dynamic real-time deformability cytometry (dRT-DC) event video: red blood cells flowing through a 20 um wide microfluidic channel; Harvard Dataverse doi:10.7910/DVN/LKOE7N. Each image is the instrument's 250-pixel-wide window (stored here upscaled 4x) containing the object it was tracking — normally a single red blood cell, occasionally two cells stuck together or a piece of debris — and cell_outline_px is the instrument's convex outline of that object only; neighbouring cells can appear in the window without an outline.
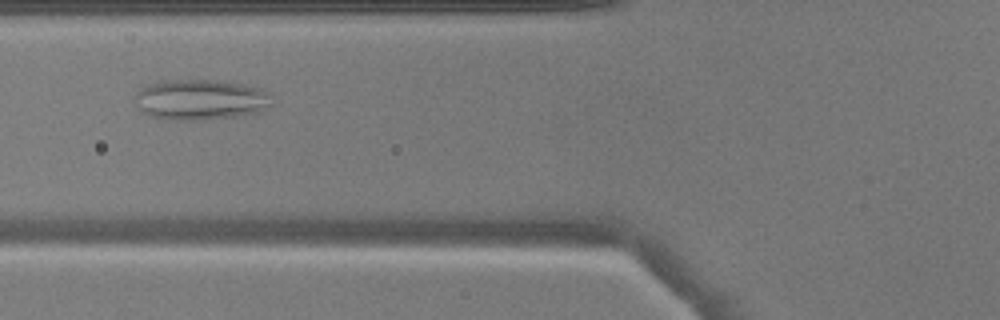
{"species": "common noctule bat (a hibernating species)", "species_latin": "Nyctalus noctula", "temperature_condition": "warm", "stored_images_in_passage": 43, "camera_frame_rate_fps": 3000, "um_per_image_px": 0.085, "animal": {"sex": "male", "body_mass_g": 17.9}, "frame": {"image": 1, "passage_image": 13, "time_ms": 4.0, "image_size_px": [1000, 320], "cell_outline_px": [[272, 96], [268, 104], [260, 112], [236, 116], [200, 120], [176, 120], [152, 116], [140, 112], [136, 108], [132, 100], [136, 92], [148, 84], [172, 80], [220, 80], [244, 84], [260, 88], [272, 92]], "centroid_in_image_um": [17.01, 8.46], "position_along_channel_um": 108.8, "area_um2": 32.6}}
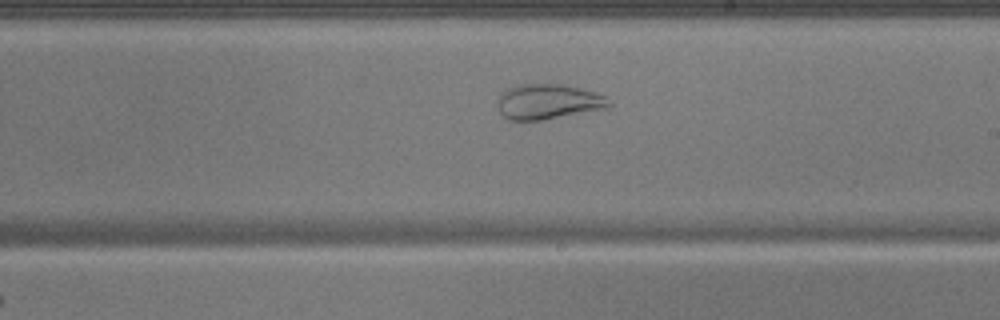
{"frame": {"image": 2, "passage_image": 23, "time_ms": 7.333, "image_size_px": [1000, 320], "cell_outline_px": [[612, 104], [608, 108], [544, 120], [508, 120], [500, 112], [500, 92], [516, 84], [560, 84], [580, 88], [604, 96]], "centroid_in_image_um": [46.59, 8.64], "position_along_channel_um": 242.4, "area_um2": 22.66}}
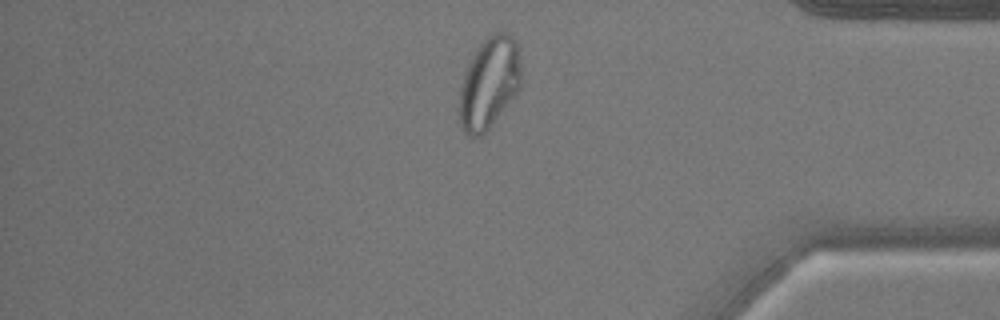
{"frame": {"image": 3, "passage_image": 36, "time_ms": 11.667, "image_size_px": [1000, 320], "cell_outline_px": [[520, 88], [484, 136], [472, 136], [464, 128], [460, 120], [460, 88], [468, 64], [472, 56], [484, 36], [500, 28], [508, 32], [516, 40], [520, 68]], "centroid_in_image_um": [41.6, 6.98], "position_along_channel_um": 393.6, "area_um2": 32.95}}